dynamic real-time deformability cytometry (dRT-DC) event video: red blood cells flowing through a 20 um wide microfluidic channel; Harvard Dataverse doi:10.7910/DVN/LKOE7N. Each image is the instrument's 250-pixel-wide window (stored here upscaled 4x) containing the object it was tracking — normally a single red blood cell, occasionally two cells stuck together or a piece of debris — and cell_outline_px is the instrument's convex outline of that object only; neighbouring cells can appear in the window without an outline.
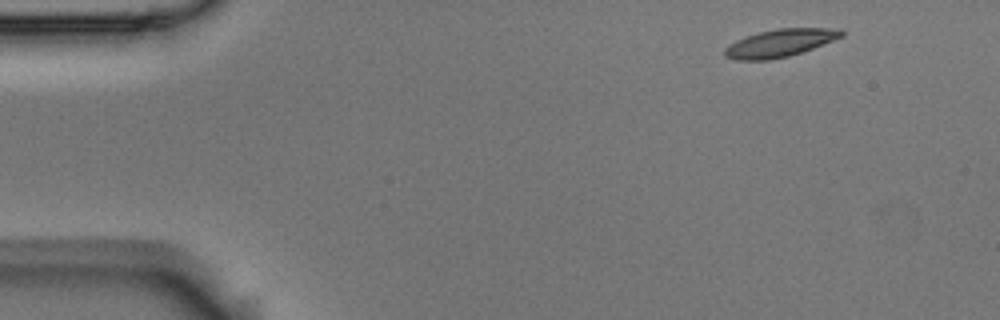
{"species": "Egyptian fruit bat (a non-hibernating species)", "species_latin": "Rousettus aegyptiacus", "temperature_condition": "room temperature", "stored_images_in_passage": 51, "camera_frame_rate_fps": 3000, "um_per_image_px": 0.085, "animal": {"sex": "male"}, "frame": {"image": 1, "passage_image": 1, "time_ms": 0.0, "image_size_px": [1000, 320], "cell_outline_px": [[844, 36], [812, 48], [788, 56], [768, 60], [736, 60], [724, 56], [724, 48], [736, 40], [760, 32], [776, 28], [840, 28], [844, 32]], "centroid_in_image_um": [66.3, 3.65], "position_along_channel_um": 18.7, "area_um2": 18.67}}
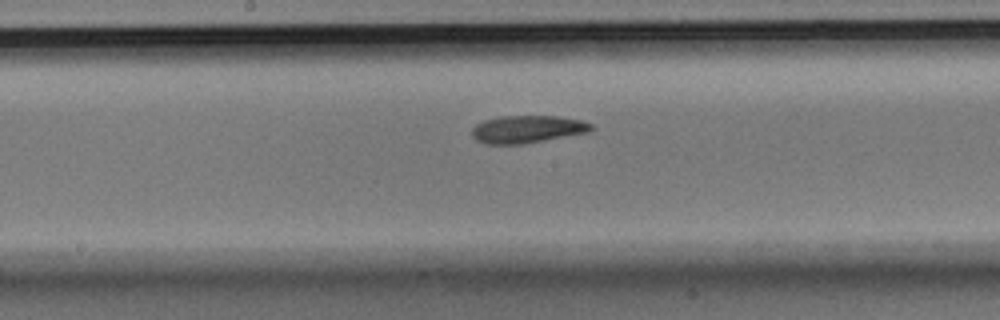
{"frame": {"image": 2, "passage_image": 24, "time_ms": 7.667, "image_size_px": [1000, 320], "cell_outline_px": [[592, 128], [588, 132], [524, 144], [488, 144], [476, 140], [472, 136], [472, 128], [476, 124], [484, 120], [500, 116], [556, 116], [580, 120], [592, 124]], "centroid_in_image_um": [44.78, 10.98], "position_along_channel_um": 203.4, "area_um2": 19.02}}
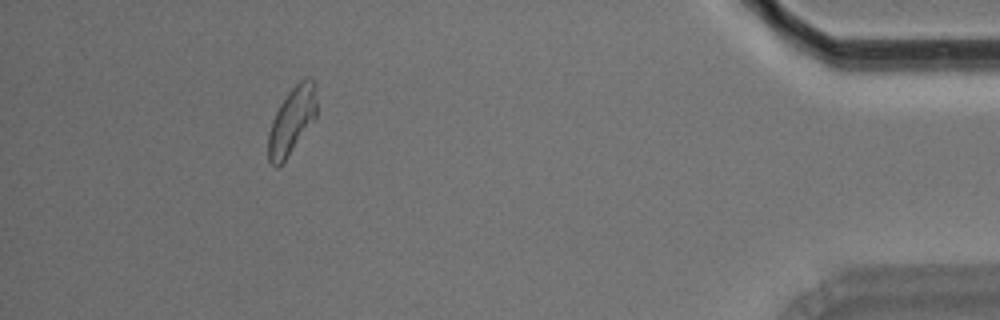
{"frame": {"image": 3, "passage_image": 46, "time_ms": 15.0, "image_size_px": [1000, 320], "cell_outline_px": [[316, 120], [284, 160], [276, 168], [268, 160], [268, 132], [272, 120], [280, 104], [288, 92], [300, 80], [308, 76], [312, 76], [316, 84]], "centroid_in_image_um": [24.83, 10.22], "position_along_channel_um": 410.4, "area_um2": 19.07}, "authors_computed_cell_mechanics": {"area_um2": 19.0162, "velocity_mm_per_s": 3.6034, "shape_relaxation_time_tau1_ms": 6.8873, "shape_relaxation_time_tau2_ms": null, "deformation_change_tau1": 0.1605, "deformation_change_tau2": null}}